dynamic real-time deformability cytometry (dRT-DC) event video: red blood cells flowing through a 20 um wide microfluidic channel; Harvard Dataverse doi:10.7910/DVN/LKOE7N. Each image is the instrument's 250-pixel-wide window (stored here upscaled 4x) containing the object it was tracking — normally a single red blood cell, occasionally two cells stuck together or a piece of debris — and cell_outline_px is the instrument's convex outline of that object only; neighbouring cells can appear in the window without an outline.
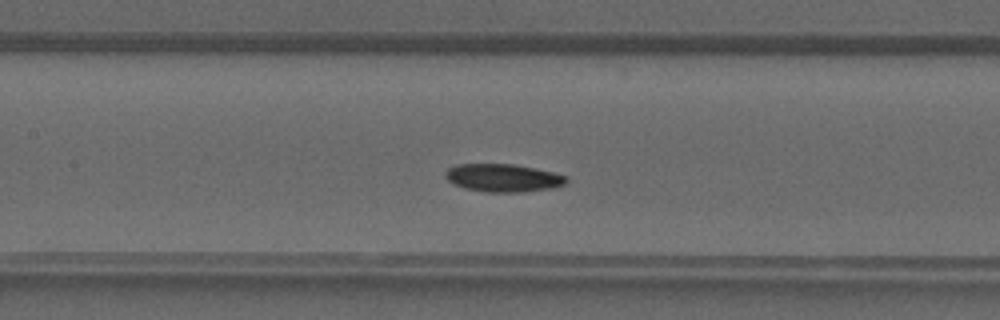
{"species": "common noctule bat (a hibernating species)", "species_latin": "Nyctalus noctula", "temperature_condition": "warm", "stored_images_in_passage": 37, "camera_frame_rate_fps": 3000, "um_per_image_px": 0.085, "animal": {"sex": "male", "forearm_length_mm": 52.5}, "frame": {"image": 1, "passage_image": 15, "time_ms": 4.667, "image_size_px": [1000, 320], "cell_outline_px": [[568, 180], [564, 184], [552, 188], [524, 192], [484, 192], [464, 188], [452, 184], [444, 176], [444, 172], [448, 168], [456, 164], [512, 164], [536, 168], [568, 176]], "centroid_in_image_um": [42.73, 15.12], "position_along_channel_um": 164.7, "area_um2": 19.88}}
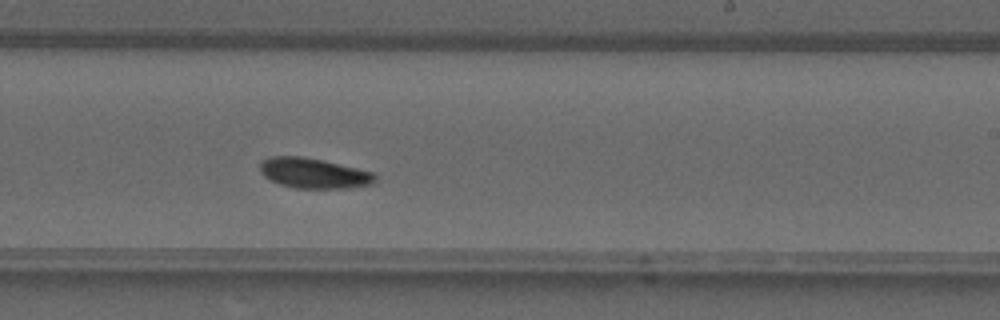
{"frame": {"image": 2, "passage_image": 21, "time_ms": 6.667, "image_size_px": [1000, 320], "cell_outline_px": [[376, 180], [372, 184], [348, 188], [296, 188], [280, 184], [264, 176], [260, 172], [260, 164], [268, 156], [300, 156], [324, 160], [372, 172], [376, 176]], "centroid_in_image_um": [26.66, 14.72], "position_along_channel_um": 262.3, "area_um2": 20.17}}
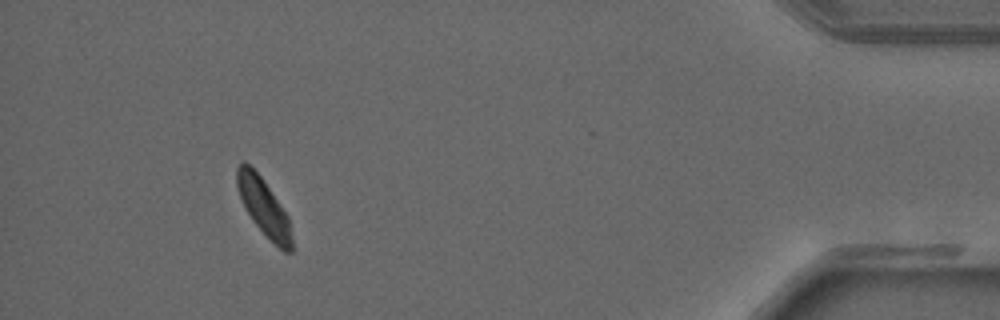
{"frame": {"image": 3, "passage_image": 34, "time_ms": 11.0, "image_size_px": [1000, 320], "cell_outline_px": [[292, 252], [284, 252], [252, 220], [236, 188], [236, 168], [244, 160], [260, 176], [288, 216], [292, 236]], "centroid_in_image_um": [22.41, 17.58], "position_along_channel_um": 412.8, "area_um2": 17.63}}